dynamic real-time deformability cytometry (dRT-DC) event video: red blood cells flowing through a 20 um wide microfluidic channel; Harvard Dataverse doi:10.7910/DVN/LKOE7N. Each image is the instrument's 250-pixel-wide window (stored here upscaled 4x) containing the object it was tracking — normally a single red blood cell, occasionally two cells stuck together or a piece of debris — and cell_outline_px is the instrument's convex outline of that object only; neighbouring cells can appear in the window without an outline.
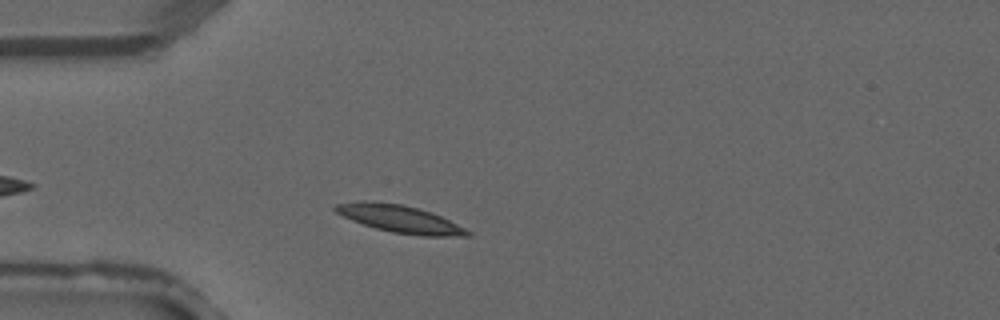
{"species": "common noctule bat (a hibernating species)", "species_latin": "Nyctalus noctula", "temperature_condition": "warm", "stored_images_in_passage": 1, "camera_frame_rate_fps": 3000, "um_per_image_px": 0.085, "animal": {"sex": "male", "forearm_length_mm": 52.5}, "frame": {"image": 1, "passage_image": 1, "time_ms": 0.0, "image_size_px": [1000, 320], "cell_outline_px": [[472, 236], [420, 236], [392, 232], [376, 228], [352, 220], [336, 212], [332, 208], [336, 204], [360, 200], [376, 200], [404, 204], [420, 208], [432, 212], [472, 232]], "centroid_in_image_um": [33.97, 18.58], "position_along_channel_um": 51.0, "area_um2": 21.33}}